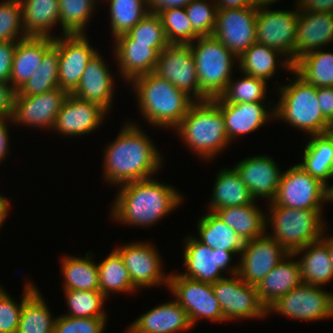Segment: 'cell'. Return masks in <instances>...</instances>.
<instances>
[{"label": "cell", "mask_w": 333, "mask_h": 333, "mask_svg": "<svg viewBox=\"0 0 333 333\" xmlns=\"http://www.w3.org/2000/svg\"><path fill=\"white\" fill-rule=\"evenodd\" d=\"M104 149L105 182L123 185L153 177L162 166L157 147L134 122L125 123Z\"/></svg>", "instance_id": "1"}, {"label": "cell", "mask_w": 333, "mask_h": 333, "mask_svg": "<svg viewBox=\"0 0 333 333\" xmlns=\"http://www.w3.org/2000/svg\"><path fill=\"white\" fill-rule=\"evenodd\" d=\"M119 186L110 216L117 223L135 227L153 226L179 207L184 199L174 186L153 178Z\"/></svg>", "instance_id": "2"}, {"label": "cell", "mask_w": 333, "mask_h": 333, "mask_svg": "<svg viewBox=\"0 0 333 333\" xmlns=\"http://www.w3.org/2000/svg\"><path fill=\"white\" fill-rule=\"evenodd\" d=\"M129 84L136 94L140 114L154 128L170 127L174 130L196 102L153 72L137 76Z\"/></svg>", "instance_id": "3"}, {"label": "cell", "mask_w": 333, "mask_h": 333, "mask_svg": "<svg viewBox=\"0 0 333 333\" xmlns=\"http://www.w3.org/2000/svg\"><path fill=\"white\" fill-rule=\"evenodd\" d=\"M175 131L203 161L213 160L231 144L221 109L212 100L196 101Z\"/></svg>", "instance_id": "4"}, {"label": "cell", "mask_w": 333, "mask_h": 333, "mask_svg": "<svg viewBox=\"0 0 333 333\" xmlns=\"http://www.w3.org/2000/svg\"><path fill=\"white\" fill-rule=\"evenodd\" d=\"M295 79L278 88L279 102L275 103V119L285 121L290 126L308 135L327 133L331 123L323 116L318 99V88L308 84L294 70Z\"/></svg>", "instance_id": "5"}, {"label": "cell", "mask_w": 333, "mask_h": 333, "mask_svg": "<svg viewBox=\"0 0 333 333\" xmlns=\"http://www.w3.org/2000/svg\"><path fill=\"white\" fill-rule=\"evenodd\" d=\"M268 209L266 226L272 224L273 231L267 235L289 253L321 239L326 227L322 218L323 209H297L277 204H269Z\"/></svg>", "instance_id": "6"}, {"label": "cell", "mask_w": 333, "mask_h": 333, "mask_svg": "<svg viewBox=\"0 0 333 333\" xmlns=\"http://www.w3.org/2000/svg\"><path fill=\"white\" fill-rule=\"evenodd\" d=\"M190 47L201 91L210 100L219 97L232 78L238 57L213 35L197 37Z\"/></svg>", "instance_id": "7"}, {"label": "cell", "mask_w": 333, "mask_h": 333, "mask_svg": "<svg viewBox=\"0 0 333 333\" xmlns=\"http://www.w3.org/2000/svg\"><path fill=\"white\" fill-rule=\"evenodd\" d=\"M325 202H330V189L296 164L283 172L276 196L269 204L297 209H322Z\"/></svg>", "instance_id": "8"}, {"label": "cell", "mask_w": 333, "mask_h": 333, "mask_svg": "<svg viewBox=\"0 0 333 333\" xmlns=\"http://www.w3.org/2000/svg\"><path fill=\"white\" fill-rule=\"evenodd\" d=\"M269 312L301 321L325 320L333 317V293L302 282L270 305Z\"/></svg>", "instance_id": "9"}, {"label": "cell", "mask_w": 333, "mask_h": 333, "mask_svg": "<svg viewBox=\"0 0 333 333\" xmlns=\"http://www.w3.org/2000/svg\"><path fill=\"white\" fill-rule=\"evenodd\" d=\"M271 4L258 5L256 42L280 51L295 63V40L299 10H270ZM267 7V8H266Z\"/></svg>", "instance_id": "10"}, {"label": "cell", "mask_w": 333, "mask_h": 333, "mask_svg": "<svg viewBox=\"0 0 333 333\" xmlns=\"http://www.w3.org/2000/svg\"><path fill=\"white\" fill-rule=\"evenodd\" d=\"M184 242L183 261L187 272L182 273V276L214 283L225 277L222 272L226 271L230 276L238 274L239 264L231 267L230 262L234 255L240 256L241 252L212 249L198 241L195 235L186 236Z\"/></svg>", "instance_id": "11"}, {"label": "cell", "mask_w": 333, "mask_h": 333, "mask_svg": "<svg viewBox=\"0 0 333 333\" xmlns=\"http://www.w3.org/2000/svg\"><path fill=\"white\" fill-rule=\"evenodd\" d=\"M153 73L168 80L195 101L210 100L199 87L190 44H168L159 53Z\"/></svg>", "instance_id": "12"}, {"label": "cell", "mask_w": 333, "mask_h": 333, "mask_svg": "<svg viewBox=\"0 0 333 333\" xmlns=\"http://www.w3.org/2000/svg\"><path fill=\"white\" fill-rule=\"evenodd\" d=\"M214 296L221 307L225 321L264 318L267 308L261 303L257 287L243 281L238 274L212 283Z\"/></svg>", "instance_id": "13"}, {"label": "cell", "mask_w": 333, "mask_h": 333, "mask_svg": "<svg viewBox=\"0 0 333 333\" xmlns=\"http://www.w3.org/2000/svg\"><path fill=\"white\" fill-rule=\"evenodd\" d=\"M169 290L175 300L187 311L192 326L197 320L208 319L213 322H225L212 283L202 282L179 274H169Z\"/></svg>", "instance_id": "14"}, {"label": "cell", "mask_w": 333, "mask_h": 333, "mask_svg": "<svg viewBox=\"0 0 333 333\" xmlns=\"http://www.w3.org/2000/svg\"><path fill=\"white\" fill-rule=\"evenodd\" d=\"M258 5L218 9L213 36L239 57L256 42Z\"/></svg>", "instance_id": "15"}, {"label": "cell", "mask_w": 333, "mask_h": 333, "mask_svg": "<svg viewBox=\"0 0 333 333\" xmlns=\"http://www.w3.org/2000/svg\"><path fill=\"white\" fill-rule=\"evenodd\" d=\"M115 250L122 257L132 284L138 290L162 284L168 287L169 274L165 275L163 271V261L155 245L149 242H132L119 246Z\"/></svg>", "instance_id": "16"}, {"label": "cell", "mask_w": 333, "mask_h": 333, "mask_svg": "<svg viewBox=\"0 0 333 333\" xmlns=\"http://www.w3.org/2000/svg\"><path fill=\"white\" fill-rule=\"evenodd\" d=\"M68 95L67 91L59 87L34 96L15 92L11 120L17 125L52 130L57 114Z\"/></svg>", "instance_id": "17"}, {"label": "cell", "mask_w": 333, "mask_h": 333, "mask_svg": "<svg viewBox=\"0 0 333 333\" xmlns=\"http://www.w3.org/2000/svg\"><path fill=\"white\" fill-rule=\"evenodd\" d=\"M289 252L267 232L258 238L245 241L240 254L239 277L257 286Z\"/></svg>", "instance_id": "18"}, {"label": "cell", "mask_w": 333, "mask_h": 333, "mask_svg": "<svg viewBox=\"0 0 333 333\" xmlns=\"http://www.w3.org/2000/svg\"><path fill=\"white\" fill-rule=\"evenodd\" d=\"M54 46L59 54L58 86L71 94L98 51L90 45L86 34L55 36Z\"/></svg>", "instance_id": "19"}, {"label": "cell", "mask_w": 333, "mask_h": 333, "mask_svg": "<svg viewBox=\"0 0 333 333\" xmlns=\"http://www.w3.org/2000/svg\"><path fill=\"white\" fill-rule=\"evenodd\" d=\"M107 113L99 105L69 94L52 129L69 137L86 135L103 123Z\"/></svg>", "instance_id": "20"}, {"label": "cell", "mask_w": 333, "mask_h": 333, "mask_svg": "<svg viewBox=\"0 0 333 333\" xmlns=\"http://www.w3.org/2000/svg\"><path fill=\"white\" fill-rule=\"evenodd\" d=\"M234 168L255 201L261 197L269 199V203L273 201L283 174L274 159L266 155L252 156L238 162Z\"/></svg>", "instance_id": "21"}, {"label": "cell", "mask_w": 333, "mask_h": 333, "mask_svg": "<svg viewBox=\"0 0 333 333\" xmlns=\"http://www.w3.org/2000/svg\"><path fill=\"white\" fill-rule=\"evenodd\" d=\"M114 57L121 77L128 83L137 76L154 71L159 53L165 47H150V44L135 43L127 34L114 39Z\"/></svg>", "instance_id": "22"}, {"label": "cell", "mask_w": 333, "mask_h": 333, "mask_svg": "<svg viewBox=\"0 0 333 333\" xmlns=\"http://www.w3.org/2000/svg\"><path fill=\"white\" fill-rule=\"evenodd\" d=\"M269 103L268 106L263 102L215 103L221 109L230 143L237 136L254 132L275 118V105H271L270 100Z\"/></svg>", "instance_id": "23"}, {"label": "cell", "mask_w": 333, "mask_h": 333, "mask_svg": "<svg viewBox=\"0 0 333 333\" xmlns=\"http://www.w3.org/2000/svg\"><path fill=\"white\" fill-rule=\"evenodd\" d=\"M107 65L97 52L86 65L77 88L71 93L81 100L99 105L106 112L113 103L115 82Z\"/></svg>", "instance_id": "24"}, {"label": "cell", "mask_w": 333, "mask_h": 333, "mask_svg": "<svg viewBox=\"0 0 333 333\" xmlns=\"http://www.w3.org/2000/svg\"><path fill=\"white\" fill-rule=\"evenodd\" d=\"M192 328L187 311L176 300H172L141 315L125 333H177Z\"/></svg>", "instance_id": "25"}, {"label": "cell", "mask_w": 333, "mask_h": 333, "mask_svg": "<svg viewBox=\"0 0 333 333\" xmlns=\"http://www.w3.org/2000/svg\"><path fill=\"white\" fill-rule=\"evenodd\" d=\"M333 42V13L299 10L295 62L303 55L324 48Z\"/></svg>", "instance_id": "26"}, {"label": "cell", "mask_w": 333, "mask_h": 333, "mask_svg": "<svg viewBox=\"0 0 333 333\" xmlns=\"http://www.w3.org/2000/svg\"><path fill=\"white\" fill-rule=\"evenodd\" d=\"M54 45V37L28 36L16 42L10 85L17 92L36 72L44 54Z\"/></svg>", "instance_id": "27"}, {"label": "cell", "mask_w": 333, "mask_h": 333, "mask_svg": "<svg viewBox=\"0 0 333 333\" xmlns=\"http://www.w3.org/2000/svg\"><path fill=\"white\" fill-rule=\"evenodd\" d=\"M294 257L293 253L285 256L256 286L258 297L266 308L302 283L300 265L292 260Z\"/></svg>", "instance_id": "28"}, {"label": "cell", "mask_w": 333, "mask_h": 333, "mask_svg": "<svg viewBox=\"0 0 333 333\" xmlns=\"http://www.w3.org/2000/svg\"><path fill=\"white\" fill-rule=\"evenodd\" d=\"M281 60L282 68L293 71V63H291L280 51L270 48L267 45L253 43L248 49L238 57L239 70L242 74L260 78L267 82L274 74H276L278 56ZM284 61V62H283Z\"/></svg>", "instance_id": "29"}, {"label": "cell", "mask_w": 333, "mask_h": 333, "mask_svg": "<svg viewBox=\"0 0 333 333\" xmlns=\"http://www.w3.org/2000/svg\"><path fill=\"white\" fill-rule=\"evenodd\" d=\"M254 201L245 206H232L217 209L215 213L231 227L245 242L266 233V215Z\"/></svg>", "instance_id": "30"}, {"label": "cell", "mask_w": 333, "mask_h": 333, "mask_svg": "<svg viewBox=\"0 0 333 333\" xmlns=\"http://www.w3.org/2000/svg\"><path fill=\"white\" fill-rule=\"evenodd\" d=\"M216 176L208 211L215 212L224 207L245 206L255 201L235 168L221 169Z\"/></svg>", "instance_id": "31"}, {"label": "cell", "mask_w": 333, "mask_h": 333, "mask_svg": "<svg viewBox=\"0 0 333 333\" xmlns=\"http://www.w3.org/2000/svg\"><path fill=\"white\" fill-rule=\"evenodd\" d=\"M299 259L301 280L314 286L327 285L333 280V268L326 244L321 240L311 242L293 254Z\"/></svg>", "instance_id": "32"}, {"label": "cell", "mask_w": 333, "mask_h": 333, "mask_svg": "<svg viewBox=\"0 0 333 333\" xmlns=\"http://www.w3.org/2000/svg\"><path fill=\"white\" fill-rule=\"evenodd\" d=\"M310 139L303 152V161L298 165L330 189L328 179L333 178V136L327 132L311 135Z\"/></svg>", "instance_id": "33"}, {"label": "cell", "mask_w": 333, "mask_h": 333, "mask_svg": "<svg viewBox=\"0 0 333 333\" xmlns=\"http://www.w3.org/2000/svg\"><path fill=\"white\" fill-rule=\"evenodd\" d=\"M23 27L27 36L55 37L51 31L60 23L59 0H20Z\"/></svg>", "instance_id": "34"}, {"label": "cell", "mask_w": 333, "mask_h": 333, "mask_svg": "<svg viewBox=\"0 0 333 333\" xmlns=\"http://www.w3.org/2000/svg\"><path fill=\"white\" fill-rule=\"evenodd\" d=\"M197 223L198 241L212 249L241 252L244 241L215 212H207ZM199 238V239H198Z\"/></svg>", "instance_id": "35"}, {"label": "cell", "mask_w": 333, "mask_h": 333, "mask_svg": "<svg viewBox=\"0 0 333 333\" xmlns=\"http://www.w3.org/2000/svg\"><path fill=\"white\" fill-rule=\"evenodd\" d=\"M89 253L83 258L67 255L61 258V271L65 280L63 290H99L98 267Z\"/></svg>", "instance_id": "36"}, {"label": "cell", "mask_w": 333, "mask_h": 333, "mask_svg": "<svg viewBox=\"0 0 333 333\" xmlns=\"http://www.w3.org/2000/svg\"><path fill=\"white\" fill-rule=\"evenodd\" d=\"M293 70L317 88L333 87V52L322 49L309 52L293 64Z\"/></svg>", "instance_id": "37"}, {"label": "cell", "mask_w": 333, "mask_h": 333, "mask_svg": "<svg viewBox=\"0 0 333 333\" xmlns=\"http://www.w3.org/2000/svg\"><path fill=\"white\" fill-rule=\"evenodd\" d=\"M36 288L23 302L17 333H53L56 318Z\"/></svg>", "instance_id": "38"}, {"label": "cell", "mask_w": 333, "mask_h": 333, "mask_svg": "<svg viewBox=\"0 0 333 333\" xmlns=\"http://www.w3.org/2000/svg\"><path fill=\"white\" fill-rule=\"evenodd\" d=\"M99 291L107 298L111 292L135 293L128 269L120 254L114 249L102 262L97 264Z\"/></svg>", "instance_id": "39"}, {"label": "cell", "mask_w": 333, "mask_h": 333, "mask_svg": "<svg viewBox=\"0 0 333 333\" xmlns=\"http://www.w3.org/2000/svg\"><path fill=\"white\" fill-rule=\"evenodd\" d=\"M58 49L53 45L42 57L39 67L17 92L34 96L58 88Z\"/></svg>", "instance_id": "40"}, {"label": "cell", "mask_w": 333, "mask_h": 333, "mask_svg": "<svg viewBox=\"0 0 333 333\" xmlns=\"http://www.w3.org/2000/svg\"><path fill=\"white\" fill-rule=\"evenodd\" d=\"M267 88L265 80L243 74V77L236 81L231 78L225 91L211 100L214 103L264 102Z\"/></svg>", "instance_id": "41"}, {"label": "cell", "mask_w": 333, "mask_h": 333, "mask_svg": "<svg viewBox=\"0 0 333 333\" xmlns=\"http://www.w3.org/2000/svg\"><path fill=\"white\" fill-rule=\"evenodd\" d=\"M111 31L114 39L128 33L149 13L147 0H109Z\"/></svg>", "instance_id": "42"}, {"label": "cell", "mask_w": 333, "mask_h": 333, "mask_svg": "<svg viewBox=\"0 0 333 333\" xmlns=\"http://www.w3.org/2000/svg\"><path fill=\"white\" fill-rule=\"evenodd\" d=\"M99 0H59L60 26L64 35L86 34V27ZM96 5V6H95ZM95 6V7H94Z\"/></svg>", "instance_id": "43"}, {"label": "cell", "mask_w": 333, "mask_h": 333, "mask_svg": "<svg viewBox=\"0 0 333 333\" xmlns=\"http://www.w3.org/2000/svg\"><path fill=\"white\" fill-rule=\"evenodd\" d=\"M69 307L66 316L77 318H107L104 302L107 299L99 290H64Z\"/></svg>", "instance_id": "44"}, {"label": "cell", "mask_w": 333, "mask_h": 333, "mask_svg": "<svg viewBox=\"0 0 333 333\" xmlns=\"http://www.w3.org/2000/svg\"><path fill=\"white\" fill-rule=\"evenodd\" d=\"M169 44H191L199 35L192 29L185 8H169L158 13Z\"/></svg>", "instance_id": "45"}, {"label": "cell", "mask_w": 333, "mask_h": 333, "mask_svg": "<svg viewBox=\"0 0 333 333\" xmlns=\"http://www.w3.org/2000/svg\"><path fill=\"white\" fill-rule=\"evenodd\" d=\"M26 37L20 0L0 2V42H17Z\"/></svg>", "instance_id": "46"}, {"label": "cell", "mask_w": 333, "mask_h": 333, "mask_svg": "<svg viewBox=\"0 0 333 333\" xmlns=\"http://www.w3.org/2000/svg\"><path fill=\"white\" fill-rule=\"evenodd\" d=\"M192 0L186 7L192 29L199 36H212L218 11L215 0Z\"/></svg>", "instance_id": "47"}, {"label": "cell", "mask_w": 333, "mask_h": 333, "mask_svg": "<svg viewBox=\"0 0 333 333\" xmlns=\"http://www.w3.org/2000/svg\"><path fill=\"white\" fill-rule=\"evenodd\" d=\"M127 34L135 43L150 44V47H166L169 44L157 13L149 12Z\"/></svg>", "instance_id": "48"}, {"label": "cell", "mask_w": 333, "mask_h": 333, "mask_svg": "<svg viewBox=\"0 0 333 333\" xmlns=\"http://www.w3.org/2000/svg\"><path fill=\"white\" fill-rule=\"evenodd\" d=\"M25 284L19 304L0 286V333H17L23 302L37 288L31 281Z\"/></svg>", "instance_id": "49"}, {"label": "cell", "mask_w": 333, "mask_h": 333, "mask_svg": "<svg viewBox=\"0 0 333 333\" xmlns=\"http://www.w3.org/2000/svg\"><path fill=\"white\" fill-rule=\"evenodd\" d=\"M107 318L57 316L53 333H103Z\"/></svg>", "instance_id": "50"}, {"label": "cell", "mask_w": 333, "mask_h": 333, "mask_svg": "<svg viewBox=\"0 0 333 333\" xmlns=\"http://www.w3.org/2000/svg\"><path fill=\"white\" fill-rule=\"evenodd\" d=\"M16 42H0V82L9 83Z\"/></svg>", "instance_id": "51"}, {"label": "cell", "mask_w": 333, "mask_h": 333, "mask_svg": "<svg viewBox=\"0 0 333 333\" xmlns=\"http://www.w3.org/2000/svg\"><path fill=\"white\" fill-rule=\"evenodd\" d=\"M14 95L10 83L0 82V118H11Z\"/></svg>", "instance_id": "52"}, {"label": "cell", "mask_w": 333, "mask_h": 333, "mask_svg": "<svg viewBox=\"0 0 333 333\" xmlns=\"http://www.w3.org/2000/svg\"><path fill=\"white\" fill-rule=\"evenodd\" d=\"M318 103L323 116L330 122H333V87L318 88Z\"/></svg>", "instance_id": "53"}, {"label": "cell", "mask_w": 333, "mask_h": 333, "mask_svg": "<svg viewBox=\"0 0 333 333\" xmlns=\"http://www.w3.org/2000/svg\"><path fill=\"white\" fill-rule=\"evenodd\" d=\"M296 6L302 12L333 13V0H297Z\"/></svg>", "instance_id": "54"}, {"label": "cell", "mask_w": 333, "mask_h": 333, "mask_svg": "<svg viewBox=\"0 0 333 333\" xmlns=\"http://www.w3.org/2000/svg\"><path fill=\"white\" fill-rule=\"evenodd\" d=\"M192 0H147V8L151 13H159L169 8H185Z\"/></svg>", "instance_id": "55"}, {"label": "cell", "mask_w": 333, "mask_h": 333, "mask_svg": "<svg viewBox=\"0 0 333 333\" xmlns=\"http://www.w3.org/2000/svg\"><path fill=\"white\" fill-rule=\"evenodd\" d=\"M11 118H0V162L6 158L9 152V133L8 121L12 123ZM1 164V163H0Z\"/></svg>", "instance_id": "56"}, {"label": "cell", "mask_w": 333, "mask_h": 333, "mask_svg": "<svg viewBox=\"0 0 333 333\" xmlns=\"http://www.w3.org/2000/svg\"><path fill=\"white\" fill-rule=\"evenodd\" d=\"M218 9H236L257 5L255 0H215Z\"/></svg>", "instance_id": "57"}, {"label": "cell", "mask_w": 333, "mask_h": 333, "mask_svg": "<svg viewBox=\"0 0 333 333\" xmlns=\"http://www.w3.org/2000/svg\"><path fill=\"white\" fill-rule=\"evenodd\" d=\"M10 206L11 204L7 197H0V229L8 216Z\"/></svg>", "instance_id": "58"}, {"label": "cell", "mask_w": 333, "mask_h": 333, "mask_svg": "<svg viewBox=\"0 0 333 333\" xmlns=\"http://www.w3.org/2000/svg\"><path fill=\"white\" fill-rule=\"evenodd\" d=\"M326 229H327V227L325 228V230H324V232L322 234L321 240L327 246L329 257H330L332 268H333V237L332 236L330 237L329 234L327 236L324 235L325 231H327Z\"/></svg>", "instance_id": "59"}, {"label": "cell", "mask_w": 333, "mask_h": 333, "mask_svg": "<svg viewBox=\"0 0 333 333\" xmlns=\"http://www.w3.org/2000/svg\"><path fill=\"white\" fill-rule=\"evenodd\" d=\"M280 0H255L256 4L257 5H261V4H273V3H276Z\"/></svg>", "instance_id": "60"}, {"label": "cell", "mask_w": 333, "mask_h": 333, "mask_svg": "<svg viewBox=\"0 0 333 333\" xmlns=\"http://www.w3.org/2000/svg\"><path fill=\"white\" fill-rule=\"evenodd\" d=\"M330 202L333 203V185L330 186Z\"/></svg>", "instance_id": "61"}, {"label": "cell", "mask_w": 333, "mask_h": 333, "mask_svg": "<svg viewBox=\"0 0 333 333\" xmlns=\"http://www.w3.org/2000/svg\"><path fill=\"white\" fill-rule=\"evenodd\" d=\"M329 133L333 136V122L331 123V129H330Z\"/></svg>", "instance_id": "62"}]
</instances>
